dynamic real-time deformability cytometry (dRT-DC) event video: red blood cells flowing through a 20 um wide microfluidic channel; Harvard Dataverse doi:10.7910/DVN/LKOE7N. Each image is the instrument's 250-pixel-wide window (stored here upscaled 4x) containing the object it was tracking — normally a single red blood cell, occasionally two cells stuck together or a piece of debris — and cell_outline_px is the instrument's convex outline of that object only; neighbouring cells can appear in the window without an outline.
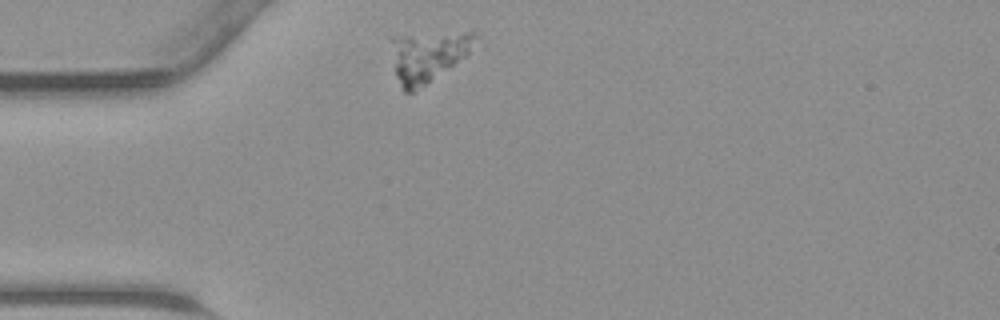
{"species": "common noctule bat (a hibernating species)", "species_latin": "Nyctalus noctula", "temperature_condition": "warm", "stored_images_in_passage": 37, "camera_frame_rate_fps": 3000, "um_per_image_px": 0.085, "animal": {"sex": "male", "body_mass_g": 23.1, "forearm_length_mm": 52.7}, "frame": {"image": 1, "passage_image": 1, "time_ms": 0.0, "image_size_px": [1000, 320], "cell_outline_px": [[484, 48], [412, 92], [404, 92], [396, 76], [392, 40], [392, 36], [472, 28], [476, 32], [484, 44]], "centroid_in_image_um": [36.68, 4.66], "position_along_channel_um": 48.3, "area_um2": 26.7}}
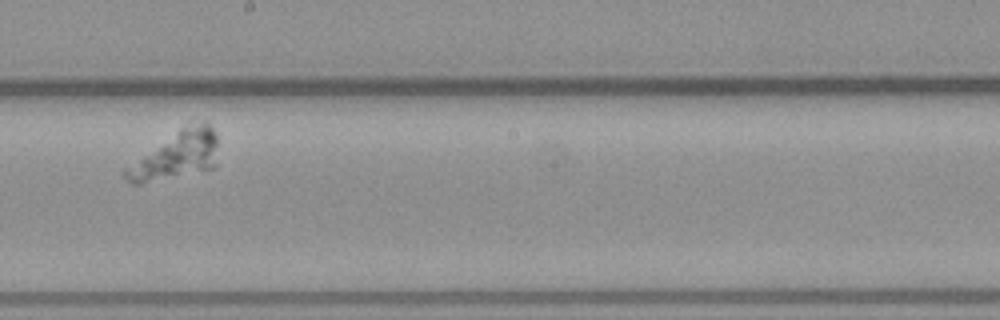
{"frame": {"image": 2, "passage_image": 16, "time_ms": 5.0, "image_size_px": [1000, 320], "cell_outline_px": [[216, 164], [212, 168], [140, 184], [132, 184], [124, 176], [124, 168], [180, 128], [204, 120], [212, 128], [216, 136]], "centroid_in_image_um": [14.98, 13.2], "position_along_channel_um": 233.2, "area_um2": 25.03}}
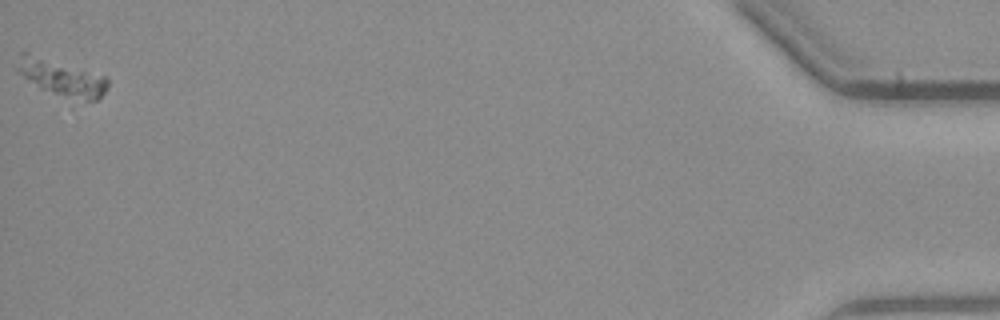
{"frame": {"image": 3, "passage_image": 37, "time_ms": 12.0, "image_size_px": [1000, 320], "cell_outline_px": [[108, 88], [96, 100], [72, 108], [40, 88], [16, 72], [16, 68], [24, 52], [28, 52], [108, 76]], "centroid_in_image_um": [5.33, 6.76], "position_along_channel_um": 429.9, "area_um2": 20.75}}